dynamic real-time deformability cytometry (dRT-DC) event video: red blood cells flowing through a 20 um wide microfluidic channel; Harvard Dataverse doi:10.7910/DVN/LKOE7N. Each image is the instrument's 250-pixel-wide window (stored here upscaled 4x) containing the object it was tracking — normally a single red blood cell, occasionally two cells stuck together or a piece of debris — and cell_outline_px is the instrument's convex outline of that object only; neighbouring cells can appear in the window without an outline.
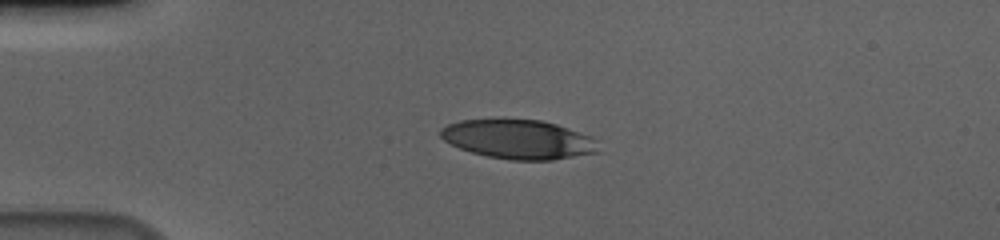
{"species": "human", "species_latin": "Homo sapiens", "temperature_condition": "cold", "stored_images_in_passage": 43, "camera_frame_rate_fps": 3000, "um_per_image_px": 0.085, "donor": {"sex": "male"}, "frame": {"image": 1, "passage_image": 1, "time_ms": 0.0, "image_size_px": [1000, 240], "cell_outline_px": [[600, 152], [552, 160], [512, 160], [488, 156], [472, 152], [460, 148], [444, 140], [440, 136], [440, 128], [448, 124], [460, 120], [504, 116], [540, 120], [556, 124], [592, 136], [596, 140]], "centroid_in_image_um": [44.05, 11.79], "position_along_channel_um": 41.0, "area_um2": 36.99}}
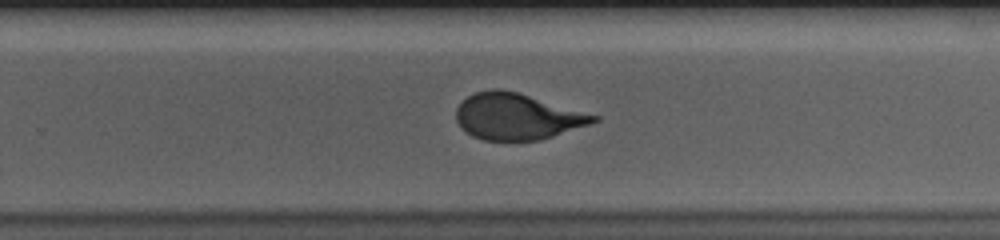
{"frame": {"image": 2, "passage_image": 24, "time_ms": 7.667, "image_size_px": [1000, 240], "cell_outline_px": [[600, 120], [592, 124], [540, 140], [484, 140], [472, 136], [456, 120], [456, 108], [468, 96], [476, 92], [492, 88], [496, 88], [516, 92], [600, 116]], "centroid_in_image_um": [43.98, 9.91], "position_along_channel_um": 285.8, "area_um2": 36.7}}
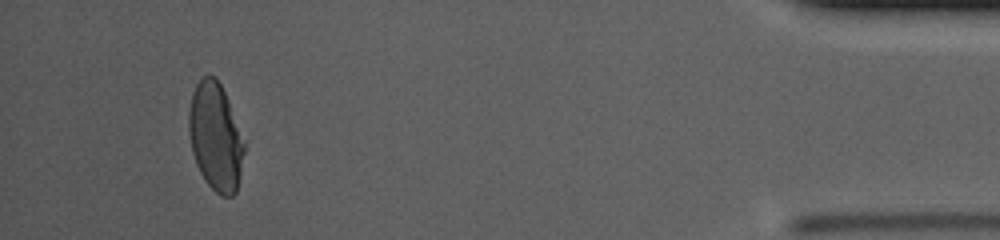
{"frame": {"image": 3, "passage_image": 40, "time_ms": 13.0, "image_size_px": [1000, 240], "cell_outline_px": [[244, 152], [240, 176], [236, 192], [232, 196], [220, 196], [204, 180], [196, 164], [192, 152], [188, 128], [188, 112], [192, 92], [196, 84], [204, 76], [216, 76], [224, 92], [244, 144]], "centroid_in_image_um": [18.28, 11.65], "position_along_channel_um": 416.9, "area_um2": 34.33}, "authors_computed_cell_mechanics": {"area_um2": 37.9168, "velocity_mm_per_s": 3.6487, "shape_relaxation_time_tau1_ms": 5.6713, "shape_relaxation_time_tau2_ms": 0.6732, "deformation_change_tau1": 0.1806, "deformation_change_tau2": 0.0747}}